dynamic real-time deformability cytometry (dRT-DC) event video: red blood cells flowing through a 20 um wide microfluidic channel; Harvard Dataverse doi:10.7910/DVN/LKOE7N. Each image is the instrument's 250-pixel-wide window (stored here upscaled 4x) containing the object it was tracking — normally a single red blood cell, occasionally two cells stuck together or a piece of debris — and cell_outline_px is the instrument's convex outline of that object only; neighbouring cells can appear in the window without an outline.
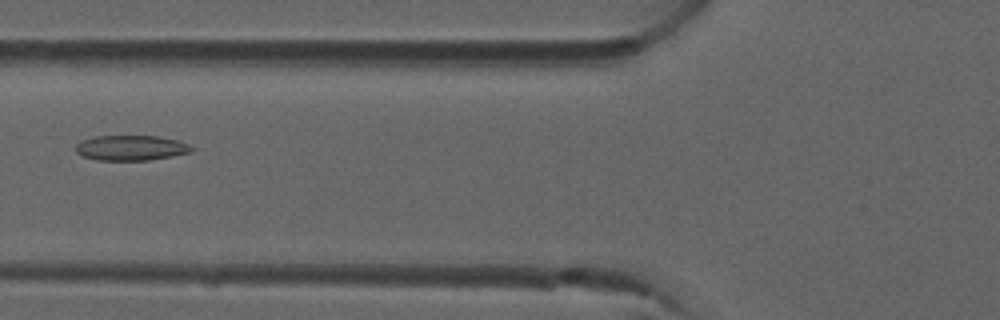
{"species": "common noctule bat (a hibernating species)", "species_latin": "Nyctalus noctula", "temperature_condition": "room temperature", "stored_images_in_passage": 4, "camera_frame_rate_fps": 3000, "um_per_image_px": 0.085, "animal": {"sex": "male", "forearm_length_mm": 52.5}, "frame": {"image": 1, "passage_image": 3, "time_ms": 0.667, "image_size_px": [1000, 320], "cell_outline_px": [[196, 148], [192, 152], [172, 156], [148, 160], [96, 160], [80, 156], [76, 152], [76, 144], [80, 140], [92, 136], [156, 136], [176, 140], [188, 144]], "centroid_in_image_um": [11.1, 12.57], "position_along_channel_um": 114.7, "area_um2": 17.17}}
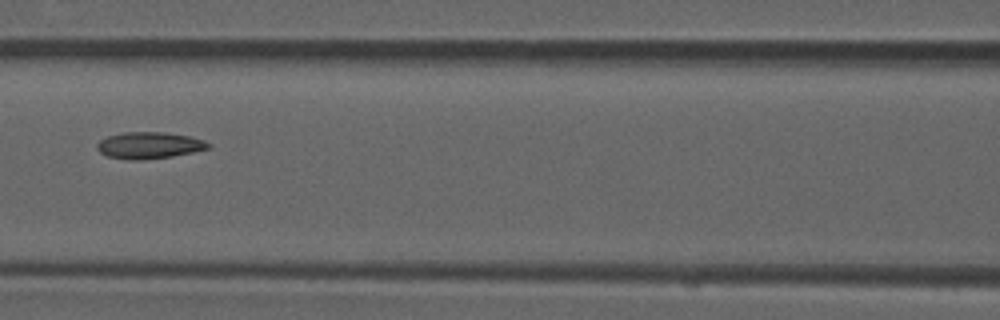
{"frame": {"image": 2, "passage_image": 4, "time_ms": 1.0, "image_size_px": [1000, 320], "cell_outline_px": [[212, 144], [208, 148], [192, 152], [172, 156], [140, 160], [132, 160], [108, 156], [100, 152], [96, 148], [96, 144], [100, 140], [108, 136], [124, 132], [160, 132], [188, 136], [204, 140]], "centroid_in_image_um": [12.66, 12.35], "position_along_channel_um": 153.9, "area_um2": 17.05}}